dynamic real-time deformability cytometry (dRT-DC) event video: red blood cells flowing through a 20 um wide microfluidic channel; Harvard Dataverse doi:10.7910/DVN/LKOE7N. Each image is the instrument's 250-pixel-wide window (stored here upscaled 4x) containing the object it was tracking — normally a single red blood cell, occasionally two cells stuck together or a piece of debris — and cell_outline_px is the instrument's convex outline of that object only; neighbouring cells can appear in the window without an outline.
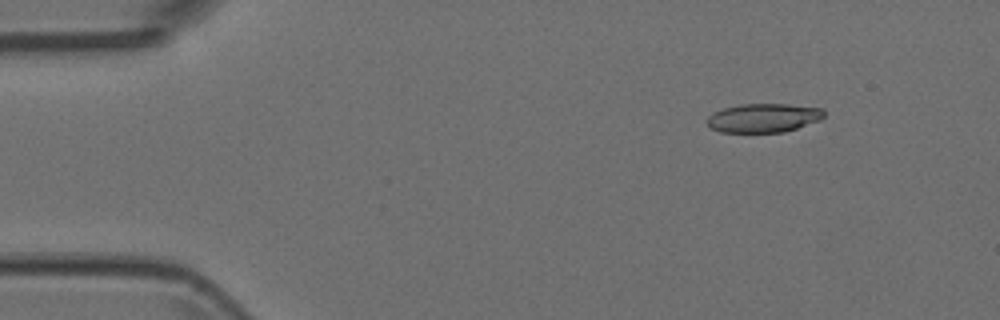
{"species": "Egyptian fruit bat (a non-hibernating species)", "species_latin": "Rousettus aegyptiacus", "temperature_condition": "room temperature", "stored_images_in_passage": 7, "camera_frame_rate_fps": 3000, "um_per_image_px": 0.085, "animal": {"sex": "female"}, "frame": {"image": 1, "passage_image": 2, "time_ms": 0.333, "image_size_px": [1000, 320], "cell_outline_px": [[824, 116], [820, 120], [784, 132], [720, 132], [712, 128], [704, 120], [712, 112], [724, 108], [740, 104], [788, 104], [824, 108]], "centroid_in_image_um": [64.88, 10.01], "position_along_channel_um": 20.1, "area_um2": 19.77}}
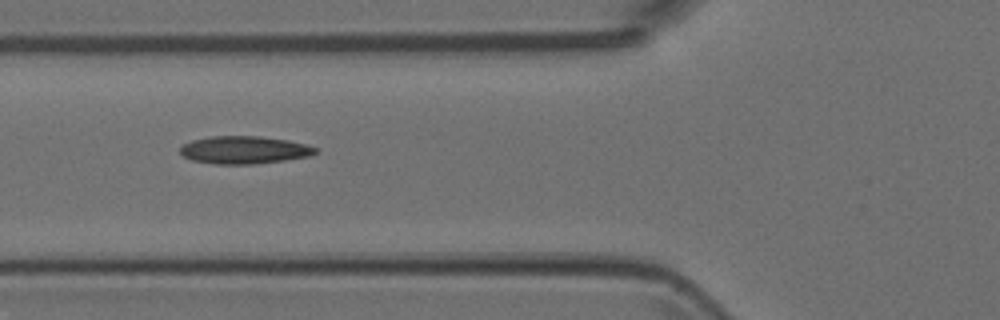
{"frame": {"image": 2, "passage_image": 6, "time_ms": 1.667, "image_size_px": [1000, 320], "cell_outline_px": [[316, 152], [308, 156], [284, 160], [252, 164], [216, 164], [192, 160], [184, 156], [180, 152], [180, 148], [184, 144], [192, 140], [208, 136], [260, 136], [288, 140], [304, 144], [316, 148]], "centroid_in_image_um": [20.72, 12.74], "position_along_channel_um": 105.1, "area_um2": 21.62}}
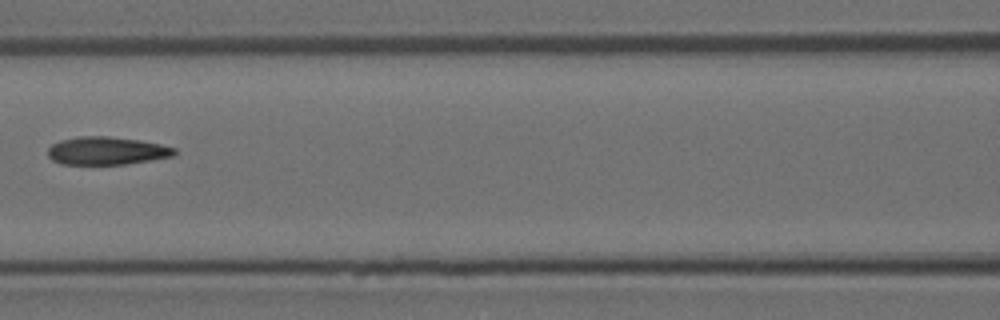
{"frame": {"image": 3, "passage_image": 7, "time_ms": 2.0, "image_size_px": [1000, 320], "cell_outline_px": [[176, 152], [172, 156], [124, 164], [60, 164], [52, 160], [48, 156], [48, 148], [52, 144], [60, 140], [80, 136], [108, 136], [140, 140], [160, 144], [176, 148]], "centroid_in_image_um": [9.03, 12.81], "position_along_channel_um": 157.6, "area_um2": 20.52}}